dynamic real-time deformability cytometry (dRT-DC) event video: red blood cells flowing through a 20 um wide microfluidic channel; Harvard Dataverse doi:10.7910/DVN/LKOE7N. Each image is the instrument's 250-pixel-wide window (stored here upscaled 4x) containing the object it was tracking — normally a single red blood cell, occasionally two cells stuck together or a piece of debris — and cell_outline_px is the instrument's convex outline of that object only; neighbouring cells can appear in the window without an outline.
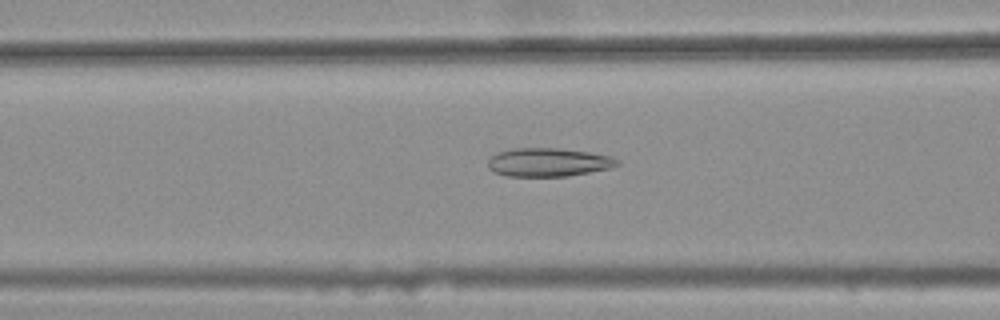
{"species": "common noctule bat (a hibernating species)", "species_latin": "Nyctalus noctula", "temperature_condition": "warm", "stored_images_in_passage": 32, "camera_frame_rate_fps": 3000, "um_per_image_px": 0.085, "animal": {"sex": "female", "body_mass_g": 25.1}, "frame": {"image": 1, "passage_image": 6, "time_ms": 1.667, "image_size_px": [1000, 320], "cell_outline_px": [[620, 164], [608, 168], [568, 176], [508, 176], [496, 172], [488, 168], [488, 160], [496, 152], [516, 148], [560, 148], [588, 152], [612, 156], [620, 160]], "centroid_in_image_um": [46.61, 13.78], "position_along_channel_um": 120.0, "area_um2": 21.39}}
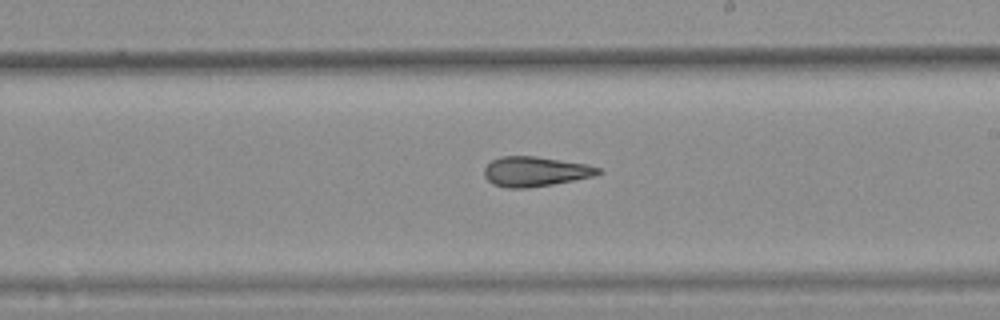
{"frame": {"image": 2, "passage_image": 16, "time_ms": 5.0, "image_size_px": [1000, 320], "cell_outline_px": [[604, 172], [592, 176], [552, 184], [528, 188], [508, 188], [492, 184], [484, 176], [484, 168], [492, 160], [500, 156], [536, 156], [588, 164], [600, 168]], "centroid_in_image_um": [45.48, 14.57], "position_along_channel_um": 243.5, "area_um2": 19.83}}
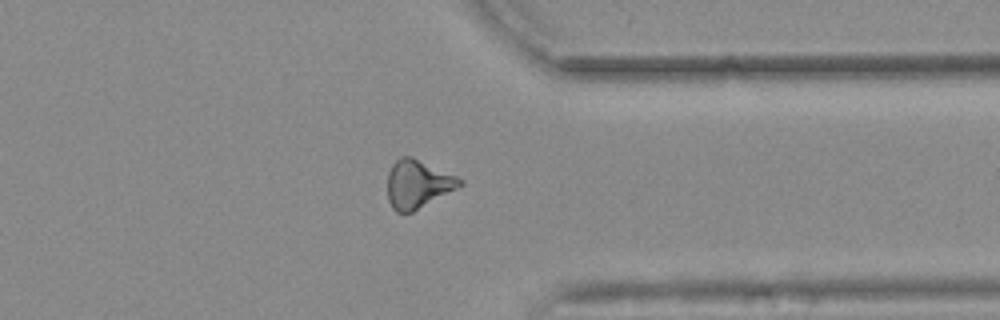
{"frame": {"image": 3, "passage_image": 27, "time_ms": 8.667, "image_size_px": [1000, 320], "cell_outline_px": [[464, 184], [412, 212], [396, 212], [392, 208], [388, 200], [388, 172], [392, 164], [400, 156], [412, 156], [456, 176], [464, 180]], "centroid_in_image_um": [35.49, 15.63], "position_along_channel_um": 375.9, "area_um2": 20.17}, "authors_computed_cell_mechanics": {"area_um2": 19.7098, "velocity_mm_per_s": 3.7071, "shape_relaxation_time_tau1_ms": null, "shape_relaxation_time_tau2_ms": 3.6332, "deformation_change_tau1": null, "deformation_change_tau2": 0.1195}}